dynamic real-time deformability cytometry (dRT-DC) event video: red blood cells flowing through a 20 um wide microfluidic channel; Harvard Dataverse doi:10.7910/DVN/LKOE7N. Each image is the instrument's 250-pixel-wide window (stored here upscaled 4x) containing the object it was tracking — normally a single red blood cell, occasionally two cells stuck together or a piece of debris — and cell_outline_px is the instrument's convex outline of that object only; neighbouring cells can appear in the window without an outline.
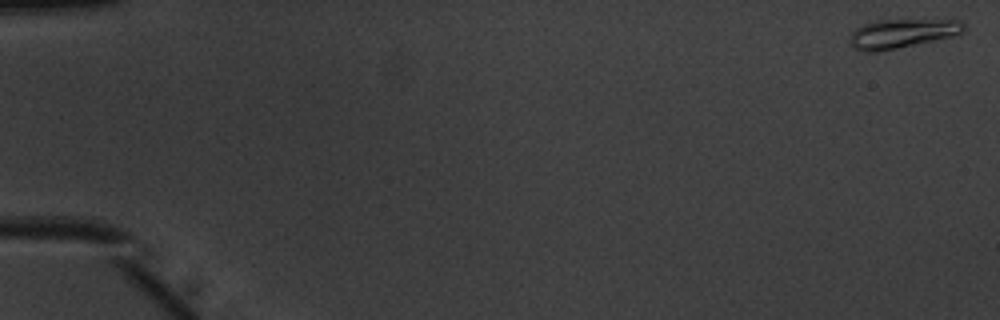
{"species": "common noctule bat (a hibernating species)", "species_latin": "Nyctalus noctula", "temperature_condition": "warm", "stored_images_in_passage": 8, "camera_frame_rate_fps": 3000, "um_per_image_px": 0.085, "animal": {"sex": "male", "body_mass_g": 20.1, "forearm_length_mm": 53.5}, "frame": {"image": 1, "passage_image": 1, "time_ms": 0.0, "image_size_px": [1000, 320], "cell_outline_px": [[964, 28], [960, 32], [952, 36], [936, 40], [876, 52], [864, 52], [856, 48], [848, 40], [852, 32], [856, 28], [864, 24], [880, 20], [960, 20], [964, 24]], "centroid_in_image_um": [76.64, 2.85], "position_along_channel_um": 8.4, "area_um2": 18.96}}